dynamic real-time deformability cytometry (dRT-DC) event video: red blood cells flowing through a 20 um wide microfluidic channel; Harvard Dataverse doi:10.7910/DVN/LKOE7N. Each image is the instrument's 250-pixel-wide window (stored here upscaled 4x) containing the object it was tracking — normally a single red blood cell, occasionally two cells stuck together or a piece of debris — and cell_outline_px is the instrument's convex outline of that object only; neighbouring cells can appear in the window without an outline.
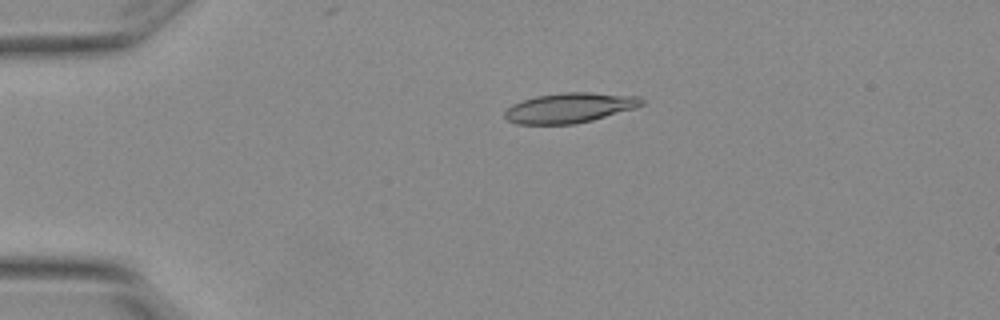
{"species": "Egyptian fruit bat (a non-hibernating species)", "species_latin": "Rousettus aegyptiacus", "temperature_condition": "warm", "stored_images_in_passage": 2, "camera_frame_rate_fps": 3000, "um_per_image_px": 0.085, "animal": {"sex": "female"}, "frame": {"image": 1, "passage_image": 1, "time_ms": 0.0, "image_size_px": [1000, 320], "cell_outline_px": [[644, 104], [636, 108], [592, 120], [572, 124], [516, 124], [508, 120], [504, 116], [504, 112], [512, 104], [520, 100], [536, 96], [564, 92], [588, 92], [640, 96], [644, 100]], "centroid_in_image_um": [48.42, 9.16], "position_along_channel_um": 36.6, "area_um2": 24.04}}